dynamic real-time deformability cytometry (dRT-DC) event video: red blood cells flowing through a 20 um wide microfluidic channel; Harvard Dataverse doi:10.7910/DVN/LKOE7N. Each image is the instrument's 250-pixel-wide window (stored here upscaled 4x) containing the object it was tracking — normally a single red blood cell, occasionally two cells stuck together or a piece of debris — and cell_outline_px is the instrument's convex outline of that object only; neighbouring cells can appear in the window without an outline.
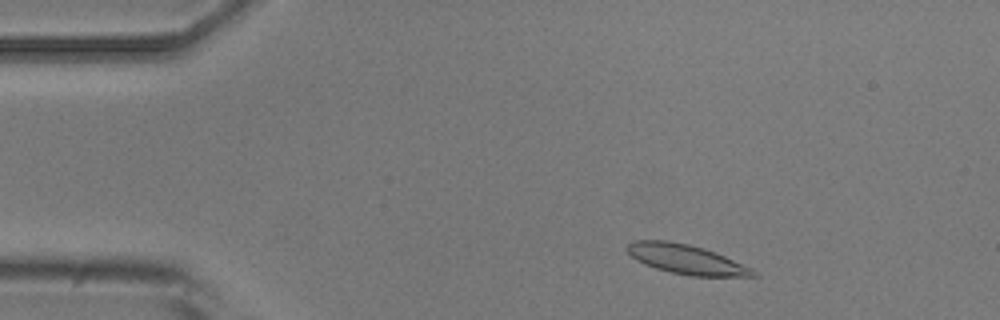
{"species": "common noctule bat (a hibernating species)", "species_latin": "Nyctalus noctula", "temperature_condition": "room temperature", "stored_images_in_passage": 5, "camera_frame_rate_fps": 3000, "um_per_image_px": 0.085, "animal": {"sex": "male", "body_mass_g": 20.5, "forearm_length_mm": 52.5}, "frame": {"image": 1, "passage_image": 2, "time_ms": 1.333, "image_size_px": [1000, 320], "cell_outline_px": [[760, 276], [692, 276], [672, 272], [656, 268], [644, 264], [636, 260], [624, 248], [632, 240], [668, 240], [688, 244], [704, 248], [724, 256], [752, 268]], "centroid_in_image_um": [58.3, 22.03], "position_along_channel_um": 26.7, "area_um2": 21.56}}